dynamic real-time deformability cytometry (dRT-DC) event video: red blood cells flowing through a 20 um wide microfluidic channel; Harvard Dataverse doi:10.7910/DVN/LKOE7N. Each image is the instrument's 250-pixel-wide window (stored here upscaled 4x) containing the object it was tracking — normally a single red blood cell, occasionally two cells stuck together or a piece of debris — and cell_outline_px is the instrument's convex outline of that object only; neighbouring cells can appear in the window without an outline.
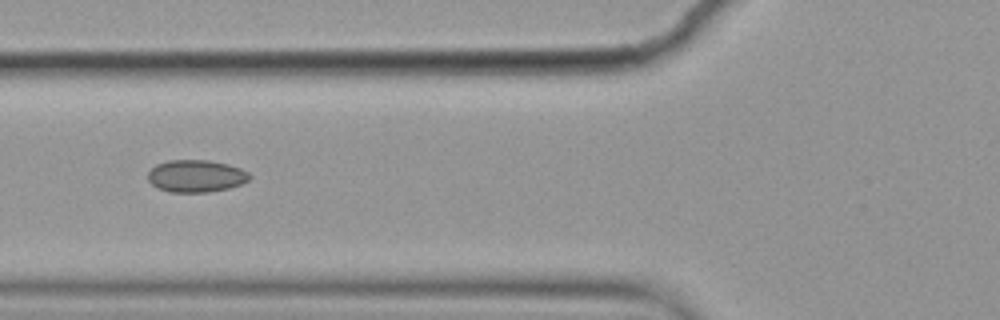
{"species": "common noctule bat (a hibernating species)", "species_latin": "Nyctalus noctula", "temperature_condition": "cold", "stored_images_in_passage": 9, "camera_frame_rate_fps": 3000, "um_per_image_px": 0.085, "animal": {"sex": "female", "body_mass_g": 19.9}, "frame": {"image": 1, "passage_image": 6, "time_ms": 1.667, "image_size_px": [1000, 320], "cell_outline_px": [[252, 176], [248, 180], [240, 184], [228, 188], [208, 192], [168, 192], [156, 188], [148, 180], [148, 172], [156, 164], [168, 160], [208, 160], [228, 164], [240, 168], [248, 172]], "centroid_in_image_um": [16.64, 14.96], "position_along_channel_um": 109.2, "area_um2": 19.19}}
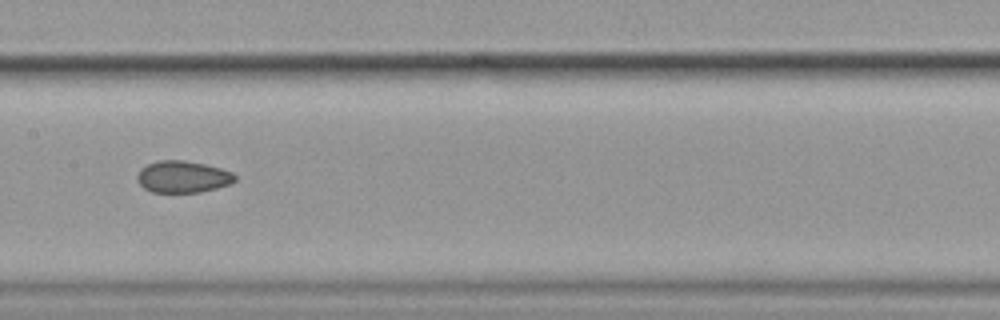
{"frame": {"image": 2, "passage_image": 8, "time_ms": 2.333, "image_size_px": [1000, 320], "cell_outline_px": [[236, 180], [228, 184], [216, 188], [200, 192], [152, 192], [144, 188], [136, 180], [136, 176], [140, 168], [148, 164], [160, 160], [184, 160], [204, 164], [220, 168], [232, 172], [236, 176]], "centroid_in_image_um": [15.51, 15.02], "position_along_channel_um": 191.9, "area_um2": 18.09}}
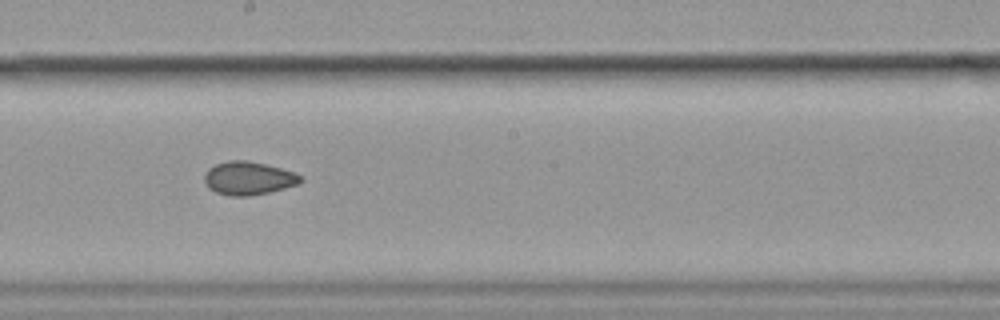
{"frame": {"image": 3, "passage_image": 9, "time_ms": 2.667, "image_size_px": [1000, 320], "cell_outline_px": [[304, 180], [300, 184], [268, 192], [248, 196], [228, 196], [216, 192], [208, 188], [204, 180], [204, 176], [208, 168], [216, 164], [228, 160], [248, 160], [296, 172]], "centroid_in_image_um": [21.12, 15.15], "position_along_channel_um": 227.1, "area_um2": 18.73}}